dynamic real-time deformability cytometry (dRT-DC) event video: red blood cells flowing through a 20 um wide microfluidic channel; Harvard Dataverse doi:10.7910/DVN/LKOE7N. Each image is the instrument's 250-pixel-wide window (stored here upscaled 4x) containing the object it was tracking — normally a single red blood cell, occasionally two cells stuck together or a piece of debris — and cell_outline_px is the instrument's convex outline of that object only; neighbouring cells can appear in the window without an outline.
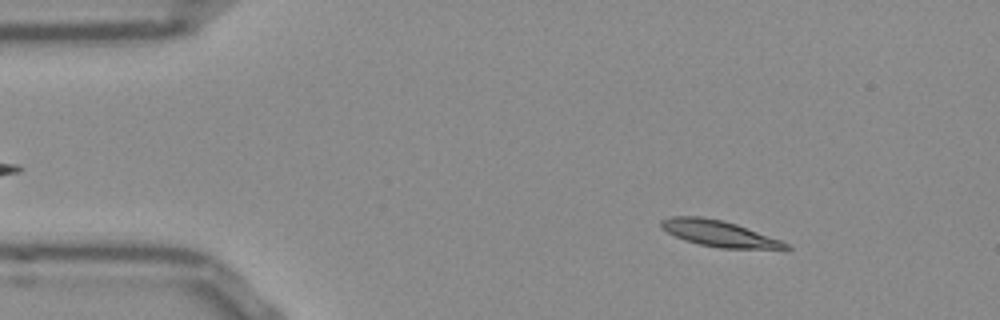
{"species": "Egyptian fruit bat (a non-hibernating species)", "species_latin": "Rousettus aegyptiacus", "temperature_condition": "room temperature", "stored_images_in_passage": 49, "camera_frame_rate_fps": 3000, "um_per_image_px": 0.085, "frame": {"image": 1, "passage_image": 4, "time_ms": 1.0, "image_size_px": [1000, 320], "cell_outline_px": [[792, 248], [720, 248], [700, 244], [684, 240], [668, 232], [660, 224], [660, 220], [672, 216], [700, 216], [724, 220], [736, 224], [780, 240], [788, 244]], "centroid_in_image_um": [61.07, 19.83], "position_along_channel_um": 23.9, "area_um2": 18.5}}
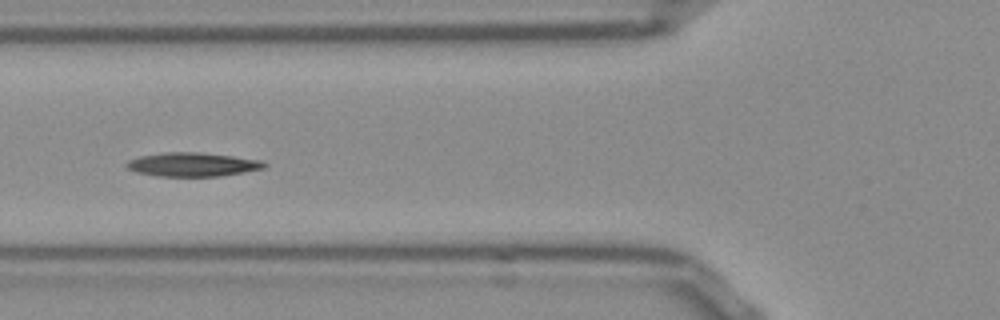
{"frame": {"image": 2, "passage_image": 16, "time_ms": 5.0, "image_size_px": [1000, 320], "cell_outline_px": [[268, 164], [264, 168], [244, 172], [220, 176], [160, 176], [136, 172], [128, 168], [124, 164], [128, 160], [140, 156], [164, 152], [200, 152], [264, 160]], "centroid_in_image_um": [16.39, 13.97], "position_along_channel_um": 109.4, "area_um2": 19.19}}
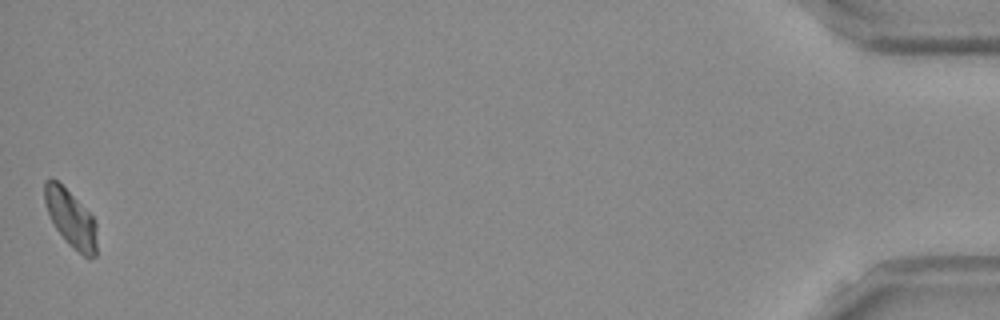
{"frame": {"image": 3, "passage_image": 49, "time_ms": 16.0, "image_size_px": [1000, 320], "cell_outline_px": [[96, 256], [88, 260], [68, 244], [56, 228], [48, 212], [44, 200], [44, 180], [56, 180], [92, 216], [96, 224]], "centroid_in_image_um": [6.03, 18.63], "position_along_channel_um": 429.2, "area_um2": 16.99}}